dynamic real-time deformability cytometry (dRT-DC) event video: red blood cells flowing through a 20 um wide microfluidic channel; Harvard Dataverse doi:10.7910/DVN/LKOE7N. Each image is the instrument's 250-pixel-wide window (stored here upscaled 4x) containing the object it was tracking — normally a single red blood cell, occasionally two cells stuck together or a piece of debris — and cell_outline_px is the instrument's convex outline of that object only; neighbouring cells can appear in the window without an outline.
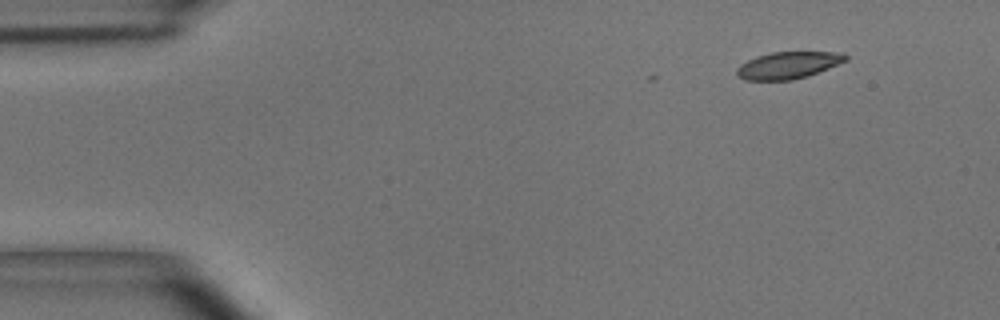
{"species": "common noctule bat (a hibernating species)", "species_latin": "Nyctalus noctula", "temperature_condition": "room temperature", "stored_images_in_passage": 4, "camera_frame_rate_fps": 3000, "um_per_image_px": 0.085, "animal": {"sex": "male", "body_mass_g": 15.6}, "frame": {"image": 1, "passage_image": 1, "time_ms": 0.0, "image_size_px": [1000, 320], "cell_outline_px": [[848, 60], [808, 76], [792, 80], [744, 80], [736, 72], [736, 68], [740, 64], [756, 56], [772, 52], [844, 52], [848, 56]], "centroid_in_image_um": [67.01, 5.54], "position_along_channel_um": 18.0, "area_um2": 17.11}}
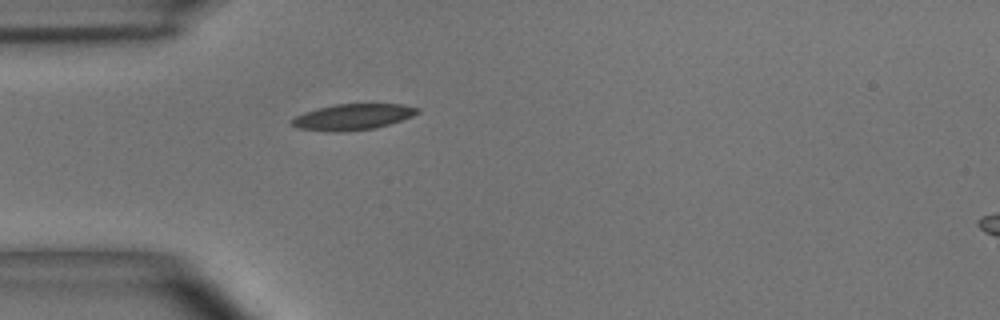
{"frame": {"image": 2, "passage_image": 4, "time_ms": 1.0, "image_size_px": [1000, 320], "cell_outline_px": [[420, 112], [412, 116], [376, 128], [340, 132], [332, 132], [296, 128], [288, 120], [304, 112], [316, 108], [336, 104], [404, 104], [420, 108]], "centroid_in_image_um": [29.95, 9.93], "position_along_channel_um": 55.0, "area_um2": 19.13}}